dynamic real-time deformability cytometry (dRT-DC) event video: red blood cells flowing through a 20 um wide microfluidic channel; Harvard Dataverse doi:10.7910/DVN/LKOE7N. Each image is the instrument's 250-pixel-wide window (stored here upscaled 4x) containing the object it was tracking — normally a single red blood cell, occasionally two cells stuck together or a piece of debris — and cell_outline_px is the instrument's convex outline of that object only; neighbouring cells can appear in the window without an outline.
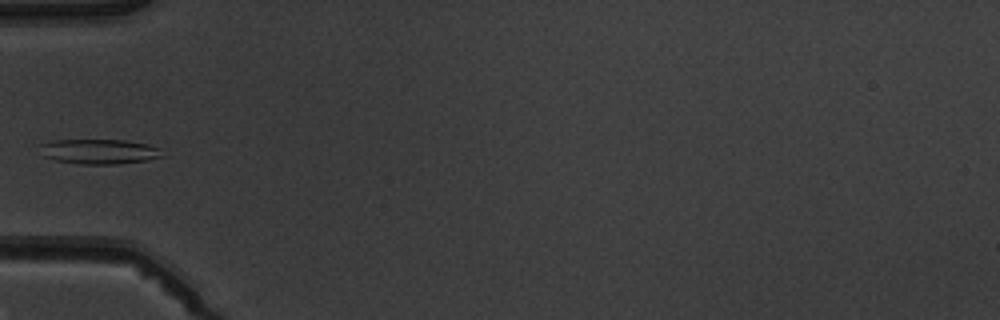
{"species": "common noctule bat (a hibernating species)", "species_latin": "Nyctalus noctula", "temperature_condition": "warm", "stored_images_in_passage": 5, "camera_frame_rate_fps": 3000, "um_per_image_px": 0.085, "animal": {"sex": "male", "body_mass_g": 19.5, "forearm_length_mm": 54.6}, "frame": {"image": 1, "passage_image": 5, "time_ms": 4.667, "image_size_px": [1000, 320], "cell_outline_px": [[164, 156], [148, 160], [120, 164], [80, 164], [56, 160], [40, 156], [40, 144], [56, 140], [124, 140], [148, 144], [160, 148]], "centroid_in_image_um": [8.43, 12.88], "position_along_channel_um": 76.6, "area_um2": 17.92}}